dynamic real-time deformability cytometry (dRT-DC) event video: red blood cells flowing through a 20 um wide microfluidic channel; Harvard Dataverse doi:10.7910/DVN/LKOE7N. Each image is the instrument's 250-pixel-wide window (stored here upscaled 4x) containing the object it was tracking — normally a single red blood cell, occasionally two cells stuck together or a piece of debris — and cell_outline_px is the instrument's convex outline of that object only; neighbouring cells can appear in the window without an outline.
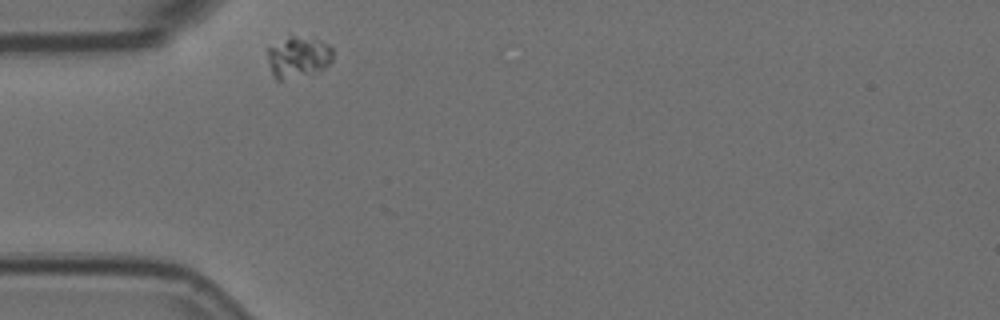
{"species": "Egyptian fruit bat (a non-hibernating species)", "species_latin": "Rousettus aegyptiacus", "temperature_condition": "room temperature", "stored_images_in_passage": 9, "camera_frame_rate_fps": 3000, "um_per_image_px": 0.085, "animal": {"sex": "female"}, "frame": {"image": 1, "passage_image": 1, "time_ms": 0.0, "image_size_px": [1000, 320], "cell_outline_px": [[332, 60], [324, 68], [280, 80], [276, 80], [272, 72], [268, 60], [268, 48], [288, 32], [320, 40], [328, 44], [332, 48]], "centroid_in_image_um": [25.32, 4.74], "position_along_channel_um": 59.7, "area_um2": 15.78}}
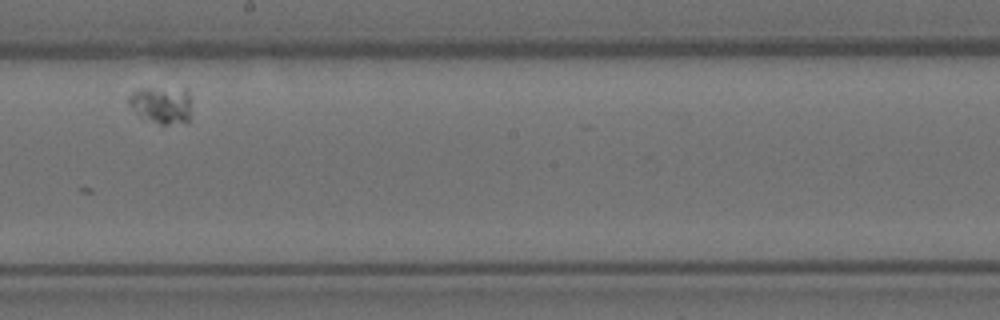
{"frame": {"image": 2, "passage_image": 6, "time_ms": 1.667, "image_size_px": [1000, 320], "cell_outline_px": [[188, 120], [168, 124], [160, 124], [140, 116], [128, 104], [128, 96], [136, 88], [184, 88], [188, 92]], "centroid_in_image_um": [13.65, 8.87], "position_along_channel_um": 234.5, "area_um2": 13.24}}
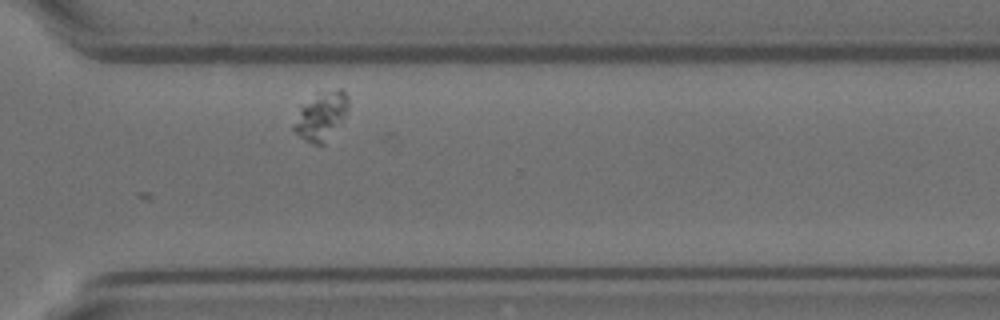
{"frame": {"image": 3, "passage_image": 9, "time_ms": 2.667, "image_size_px": [1000, 320], "cell_outline_px": [[348, 112], [324, 144], [312, 144], [304, 140], [292, 128], [292, 124], [300, 108], [304, 104], [340, 88], [348, 96]], "centroid_in_image_um": [27.3, 9.94], "position_along_channel_um": 343.3, "area_um2": 14.45}}